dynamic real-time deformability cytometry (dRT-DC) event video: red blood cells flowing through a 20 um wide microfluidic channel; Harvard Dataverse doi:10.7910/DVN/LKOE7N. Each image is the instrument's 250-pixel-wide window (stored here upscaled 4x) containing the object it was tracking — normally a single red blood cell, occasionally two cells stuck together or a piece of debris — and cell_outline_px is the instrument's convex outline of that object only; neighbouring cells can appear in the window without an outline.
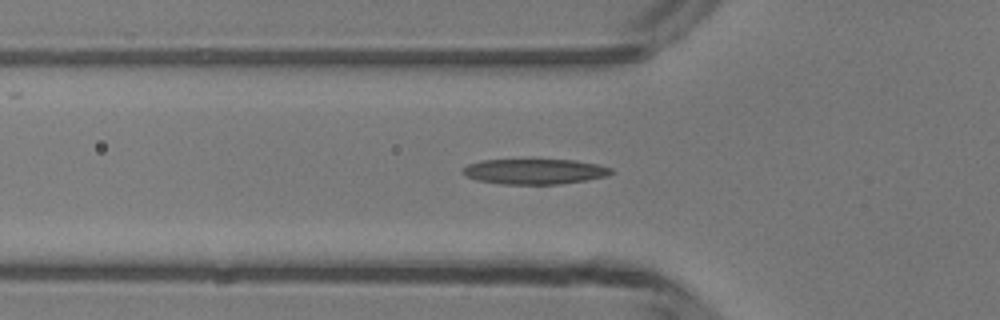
{"species": "common noctule bat (a hibernating species)", "species_latin": "Nyctalus noctula", "temperature_condition": "room temperature", "stored_images_in_passage": 26, "camera_frame_rate_fps": 3000, "um_per_image_px": 0.085, "animal": {"sex": "male", "body_mass_g": 13.3}, "frame": {"image": 1, "passage_image": 8, "time_ms": 2.333, "image_size_px": [1000, 320], "cell_outline_px": [[616, 172], [608, 176], [588, 180], [560, 184], [504, 184], [476, 180], [460, 172], [468, 164], [480, 160], [576, 160], [600, 164], [612, 168]], "centroid_in_image_um": [45.52, 14.57], "position_along_channel_um": 80.3, "area_um2": 22.08}}
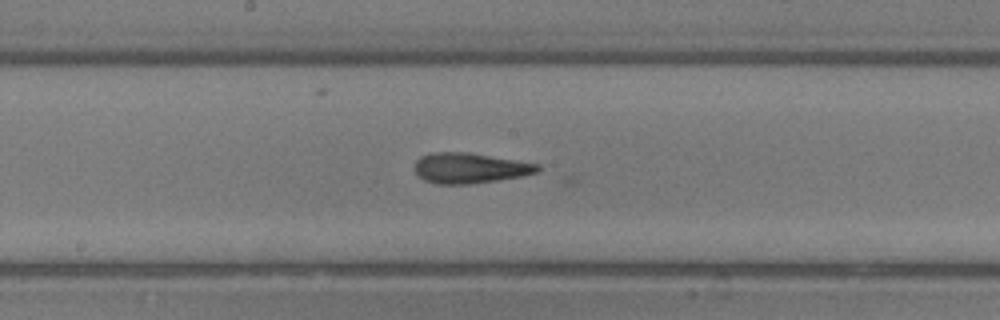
{"frame": {"image": 2, "passage_image": 17, "time_ms": 5.333, "image_size_px": [1000, 320], "cell_outline_px": [[540, 172], [500, 180], [468, 184], [436, 184], [424, 180], [416, 176], [416, 160], [420, 156], [432, 152], [468, 152], [540, 164]], "centroid_in_image_um": [39.93, 14.29], "position_along_channel_um": 208.3, "area_um2": 21.91}}
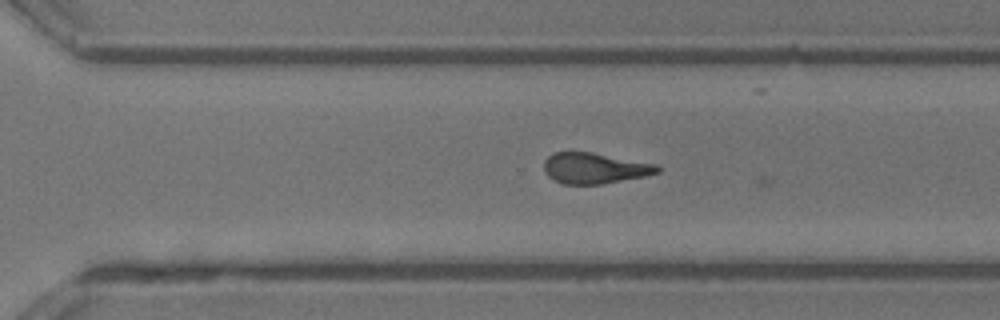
{"frame": {"image": 3, "passage_image": 25, "time_ms": 8.0, "image_size_px": [1000, 320], "cell_outline_px": [[660, 172], [644, 176], [600, 184], [564, 184], [548, 176], [544, 172], [544, 160], [552, 152], [592, 152], [656, 164], [660, 168]], "centroid_in_image_um": [50.52, 14.28], "position_along_channel_um": 320.1, "area_um2": 20.23}}